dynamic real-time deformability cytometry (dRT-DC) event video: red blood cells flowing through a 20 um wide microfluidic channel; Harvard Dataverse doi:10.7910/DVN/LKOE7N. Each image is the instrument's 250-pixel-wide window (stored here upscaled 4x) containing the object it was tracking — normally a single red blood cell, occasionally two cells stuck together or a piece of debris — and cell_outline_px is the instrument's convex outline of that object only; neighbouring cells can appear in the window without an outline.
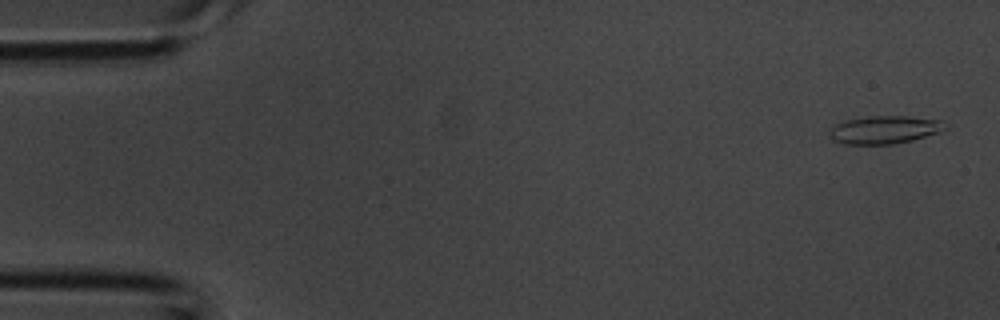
{"species": "common noctule bat (a hibernating species)", "species_latin": "Nyctalus noctula", "temperature_condition": "room temperature", "stored_images_in_passage": 4, "camera_frame_rate_fps": 3000, "um_per_image_px": 0.085, "animal": {"sex": "male", "body_mass_g": 20.1, "forearm_length_mm": 53.5}, "frame": {"image": 1, "passage_image": 4, "time_ms": 1.0, "image_size_px": [1000, 320], "cell_outline_px": [[948, 128], [940, 132], [912, 140], [892, 144], [844, 144], [832, 140], [832, 128], [836, 124], [844, 120], [868, 116], [908, 116], [940, 120], [948, 124]], "centroid_in_image_um": [75.24, 11.02], "position_along_channel_um": 9.8, "area_um2": 18.79}}